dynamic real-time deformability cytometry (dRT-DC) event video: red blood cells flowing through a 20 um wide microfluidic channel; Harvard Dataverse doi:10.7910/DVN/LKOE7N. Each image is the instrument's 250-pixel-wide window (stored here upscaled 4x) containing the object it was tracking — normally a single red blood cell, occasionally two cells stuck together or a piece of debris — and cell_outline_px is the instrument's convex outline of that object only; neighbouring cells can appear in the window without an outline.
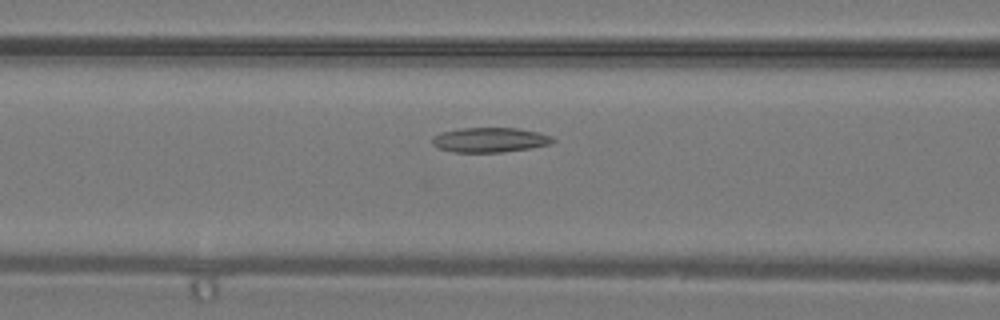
{"species": "common noctule bat (a hibernating species)", "species_latin": "Nyctalus noctula", "temperature_condition": "warm", "stored_images_in_passage": 22, "camera_frame_rate_fps": 3000, "um_per_image_px": 0.085, "animal": {"sex": "male", "body_mass_g": 19.2, "forearm_length_mm": 51.8}, "frame": {"image": 1, "passage_image": 6, "time_ms": 1.667, "image_size_px": [1000, 320], "cell_outline_px": [[556, 140], [548, 144], [532, 148], [500, 152], [452, 152], [440, 148], [432, 144], [432, 136], [444, 132], [460, 128], [516, 128], [536, 132], [552, 136]], "centroid_in_image_um": [41.63, 11.89], "position_along_channel_um": 125.0, "area_um2": 17.22}}
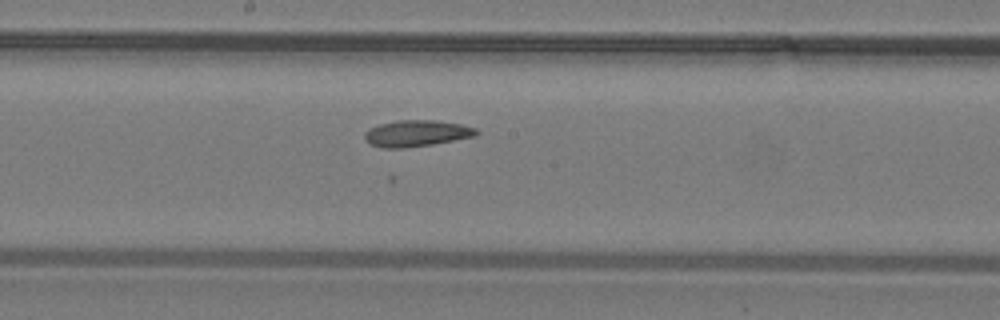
{"frame": {"image": 2, "passage_image": 11, "time_ms": 3.333, "image_size_px": [1000, 320], "cell_outline_px": [[480, 132], [476, 136], [432, 144], [404, 148], [384, 148], [368, 144], [364, 140], [364, 132], [368, 128], [380, 124], [396, 120], [436, 120], [460, 124], [476, 128]], "centroid_in_image_um": [35.37, 11.33], "position_along_channel_um": 212.8, "area_um2": 17.34}}
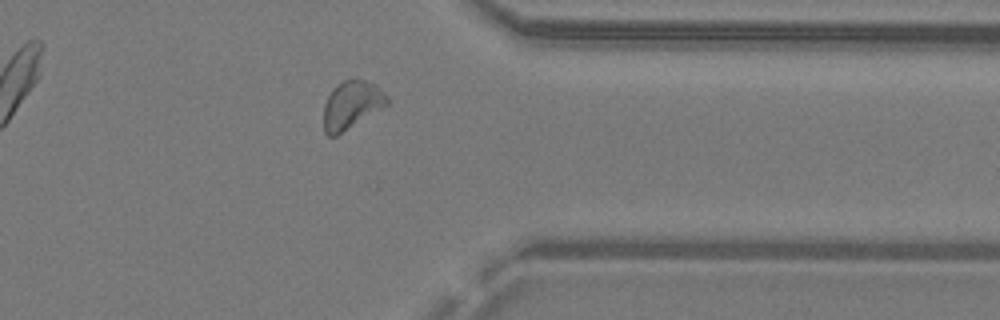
{"frame": {"image": 3, "passage_image": 21, "time_ms": 6.667, "image_size_px": [1000, 320], "cell_outline_px": [[388, 104], [336, 136], [328, 136], [324, 132], [324, 104], [332, 88], [344, 80], [352, 76], [376, 84], [388, 96]], "centroid_in_image_um": [29.88, 8.88], "position_along_channel_um": 381.5, "area_um2": 17.8}}